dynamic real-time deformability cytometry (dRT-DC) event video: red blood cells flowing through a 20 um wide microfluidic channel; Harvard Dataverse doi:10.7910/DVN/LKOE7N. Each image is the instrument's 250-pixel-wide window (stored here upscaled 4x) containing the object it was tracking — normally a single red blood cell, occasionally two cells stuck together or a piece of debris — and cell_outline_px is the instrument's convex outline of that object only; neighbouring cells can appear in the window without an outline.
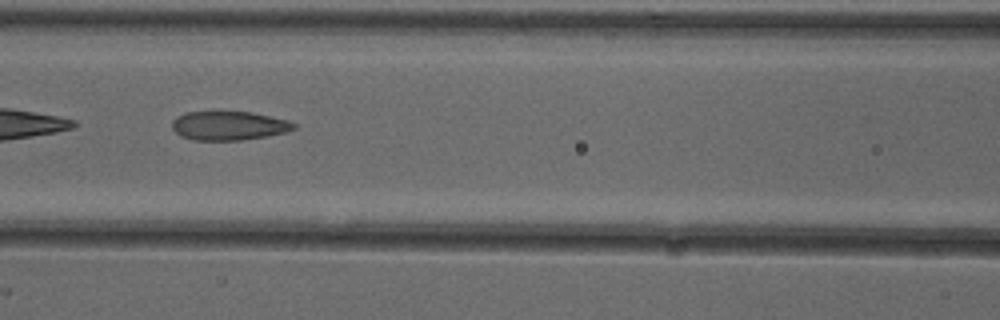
{"species": "common noctule bat (a hibernating species)", "species_latin": "Nyctalus noctula", "temperature_condition": "cold", "stored_images_in_passage": 8, "camera_frame_rate_fps": 3000, "um_per_image_px": 0.085, "animal": {"sex": "female"}, "frame": {"image": 1, "passage_image": 6, "time_ms": 1.667, "image_size_px": [1000, 320], "cell_outline_px": [[296, 128], [284, 132], [268, 136], [240, 140], [192, 140], [180, 136], [172, 128], [172, 120], [176, 116], [184, 112], [252, 112], [288, 120], [296, 124]], "centroid_in_image_um": [19.42, 10.68], "position_along_channel_um": 147.2, "area_um2": 20.58}}
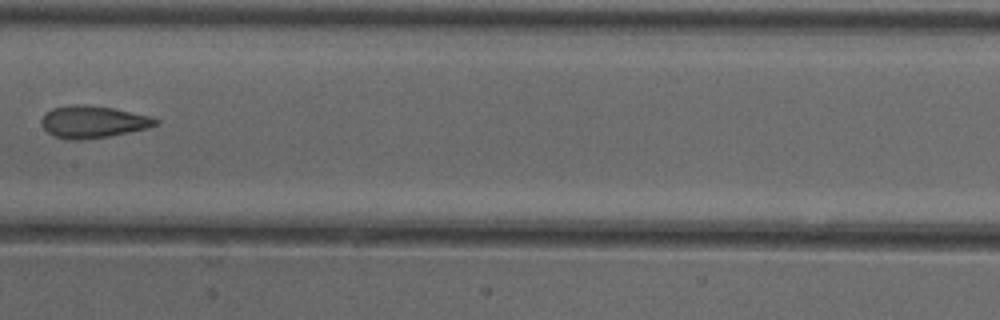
{"frame": {"image": 2, "passage_image": 7, "time_ms": 2.0, "image_size_px": [1000, 320], "cell_outline_px": [[160, 124], [148, 128], [108, 136], [80, 140], [72, 140], [56, 136], [48, 132], [40, 124], [40, 120], [44, 112], [52, 108], [72, 104], [88, 104], [112, 108], [152, 116], [160, 120]], "centroid_in_image_um": [7.9, 10.34], "position_along_channel_um": 199.5, "area_um2": 21.56}}
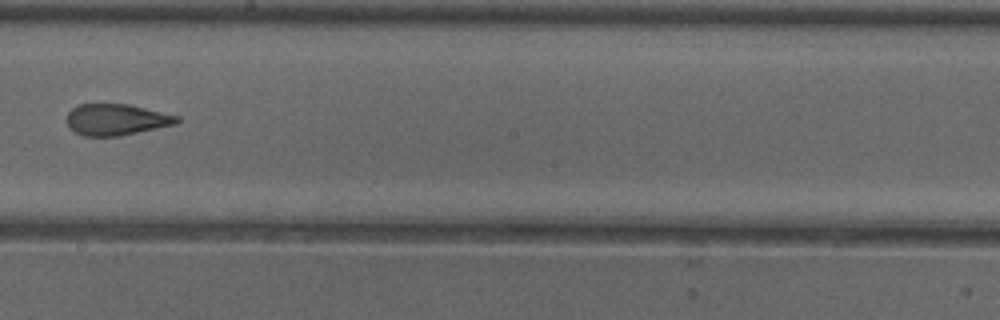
{"frame": {"image": 3, "passage_image": 8, "time_ms": 2.333, "image_size_px": [1000, 320], "cell_outline_px": [[180, 120], [176, 124], [120, 136], [84, 136], [76, 132], [68, 124], [68, 112], [76, 104], [132, 104], [180, 116]], "centroid_in_image_um": [9.93, 10.15], "position_along_channel_um": 238.3, "area_um2": 20.17}}